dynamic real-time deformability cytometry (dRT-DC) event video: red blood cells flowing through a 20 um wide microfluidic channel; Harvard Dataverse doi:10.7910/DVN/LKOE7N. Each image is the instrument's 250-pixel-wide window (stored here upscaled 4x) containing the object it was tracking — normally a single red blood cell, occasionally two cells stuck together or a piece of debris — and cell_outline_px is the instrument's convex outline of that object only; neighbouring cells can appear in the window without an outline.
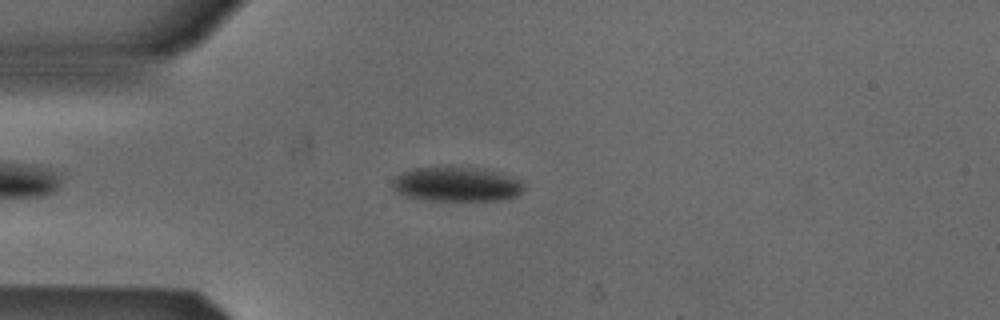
{"species": "Egyptian fruit bat (a non-hibernating species)", "species_latin": "Rousettus aegyptiacus", "temperature_condition": "cold", "stored_images_in_passage": 45, "camera_frame_rate_fps": 3000, "um_per_image_px": 0.085, "animal": {"sex": "male"}, "frame": {"image": 1, "passage_image": 9, "time_ms": 2.667, "image_size_px": [1000, 320], "cell_outline_px": [[524, 188], [516, 196], [504, 200], [424, 200], [404, 196], [396, 192], [392, 188], [392, 180], [400, 172], [412, 168], [444, 164], [448, 164], [484, 168], [520, 180], [524, 184]], "centroid_in_image_um": [38.73, 15.61], "position_along_channel_um": 46.3, "area_um2": 27.46}}
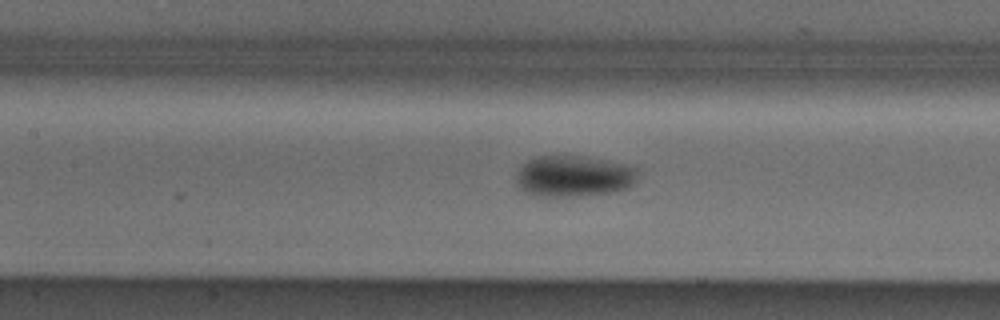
{"frame": {"image": 2, "passage_image": 19, "time_ms": 6.0, "image_size_px": [1000, 320], "cell_outline_px": [[640, 168], [636, 180], [628, 188], [612, 192], [580, 196], [532, 196], [524, 192], [516, 184], [516, 172], [532, 156], [580, 156], [636, 164]], "centroid_in_image_um": [48.81, 14.96], "position_along_channel_um": 158.6, "area_um2": 29.94}}
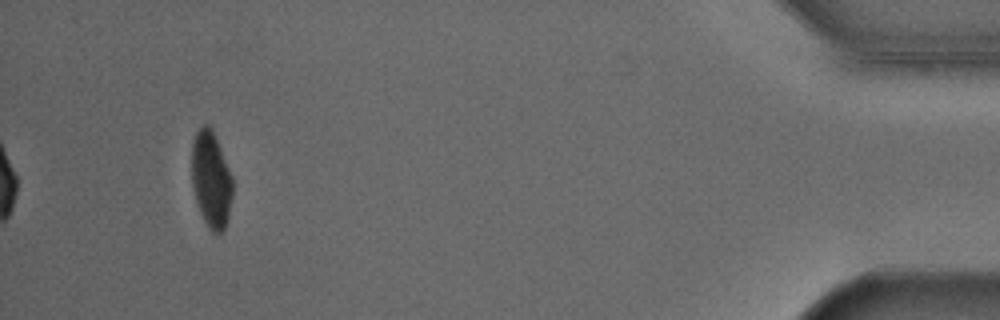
{"frame": {"image": 3, "passage_image": 45, "time_ms": 14.667, "image_size_px": [1000, 320], "cell_outline_px": [[232, 196], [228, 220], [224, 228], [220, 232], [212, 232], [208, 228], [196, 204], [192, 184], [192, 140], [196, 132], [204, 124], [208, 124], [212, 128], [232, 176]], "centroid_in_image_um": [17.93, 15.25], "position_along_channel_um": 417.3, "area_um2": 23.0}, "authors_computed_cell_mechanics": {"area_um2": 26.877, "velocity_mm_per_s": 3.8492, "shape_relaxation_time_tau1_ms": 11.3248, "shape_relaxation_time_tau2_ms": null, "deformation_change_tau1": 0.199, "deformation_change_tau2": null}}